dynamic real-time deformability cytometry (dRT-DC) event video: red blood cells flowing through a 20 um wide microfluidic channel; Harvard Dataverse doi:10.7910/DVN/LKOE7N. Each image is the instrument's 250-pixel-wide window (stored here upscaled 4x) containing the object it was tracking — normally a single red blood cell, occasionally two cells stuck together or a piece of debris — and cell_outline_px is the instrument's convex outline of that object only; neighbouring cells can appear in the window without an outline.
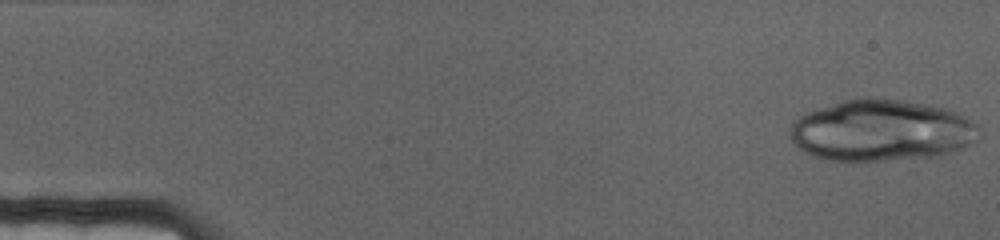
{"species": "human", "species_latin": "Homo sapiens", "temperature_condition": "cold", "stored_images_in_passage": 26, "camera_frame_rate_fps": 3000, "um_per_image_px": 0.085, "donor": {"sex": "female"}, "frame": {"image": 1, "passage_image": 1, "time_ms": 0.0, "image_size_px": [1000, 240], "cell_outline_px": [[976, 140], [964, 148], [932, 156], [884, 160], [824, 160], [800, 152], [796, 148], [788, 136], [792, 120], [808, 112], [856, 96], [868, 96], [904, 100], [928, 104], [944, 108], [956, 112], [964, 116], [976, 124]], "centroid_in_image_um": [74.82, 11.07], "position_along_channel_um": 10.2, "area_um2": 67.92}}